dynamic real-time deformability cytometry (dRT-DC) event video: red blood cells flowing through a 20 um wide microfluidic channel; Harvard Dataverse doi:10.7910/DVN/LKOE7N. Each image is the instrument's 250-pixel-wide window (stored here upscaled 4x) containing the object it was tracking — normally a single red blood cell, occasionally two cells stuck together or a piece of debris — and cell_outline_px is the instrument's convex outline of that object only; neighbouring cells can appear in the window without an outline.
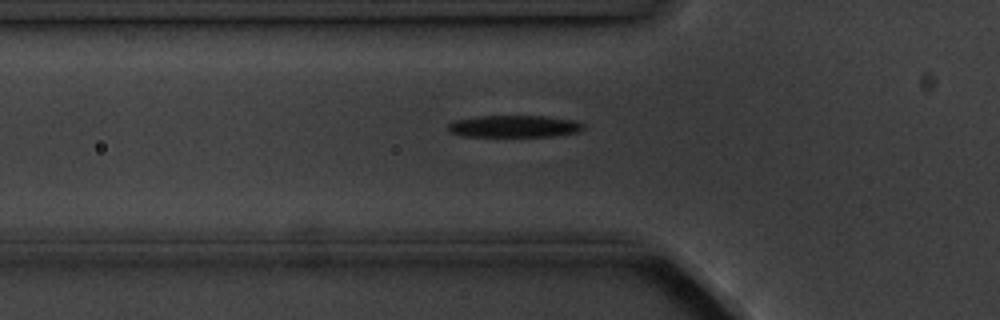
{"species": "common noctule bat (a hibernating species)", "species_latin": "Nyctalus noctula", "temperature_condition": "cold", "stored_images_in_passage": 6, "camera_frame_rate_fps": 3000, "um_per_image_px": 0.085, "animal": {"sex": "male", "body_mass_g": 20.1, "forearm_length_mm": 53.5}, "frame": {"image": 1, "passage_image": 6, "time_ms": 6.667, "image_size_px": [1000, 320], "cell_outline_px": [[584, 128], [580, 132], [552, 136], [464, 136], [452, 132], [448, 128], [448, 124], [456, 120], [480, 116], [544, 116], [572, 120], [584, 124]], "centroid_in_image_um": [43.75, 10.74], "position_along_channel_um": 82.1, "area_um2": 17.11}}